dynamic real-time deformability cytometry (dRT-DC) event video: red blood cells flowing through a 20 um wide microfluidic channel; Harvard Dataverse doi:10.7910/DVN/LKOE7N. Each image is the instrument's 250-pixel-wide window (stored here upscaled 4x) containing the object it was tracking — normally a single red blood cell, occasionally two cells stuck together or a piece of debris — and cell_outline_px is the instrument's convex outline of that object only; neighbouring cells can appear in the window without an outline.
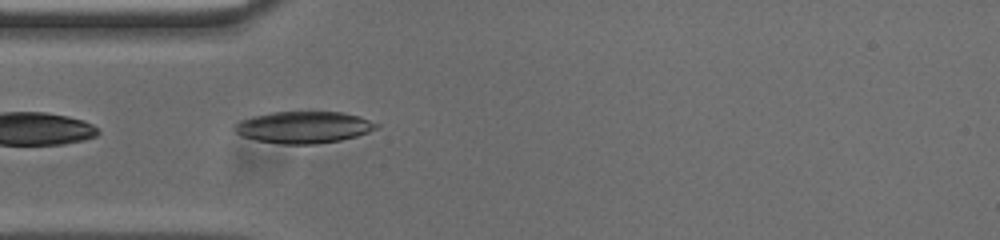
{"species": "common noctule bat (a hibernating species)", "species_latin": "Nyctalus noctula", "temperature_condition": "cold", "stored_images_in_passage": 23, "camera_frame_rate_fps": 3000, "um_per_image_px": 0.085, "animal": {"sex": "male", "body_mass_g": 20.0, "forearm_length_mm": 53.3}, "frame": {"image": 1, "passage_image": 1, "time_ms": 0.0, "image_size_px": [1000, 240], "cell_outline_px": [[380, 128], [356, 136], [340, 140], [316, 144], [284, 144], [256, 140], [244, 136], [236, 132], [232, 128], [240, 120], [252, 116], [272, 112], [340, 112], [360, 116], [380, 124]], "centroid_in_image_um": [25.84, 10.81], "position_along_channel_um": 59.2, "area_um2": 26.24}}
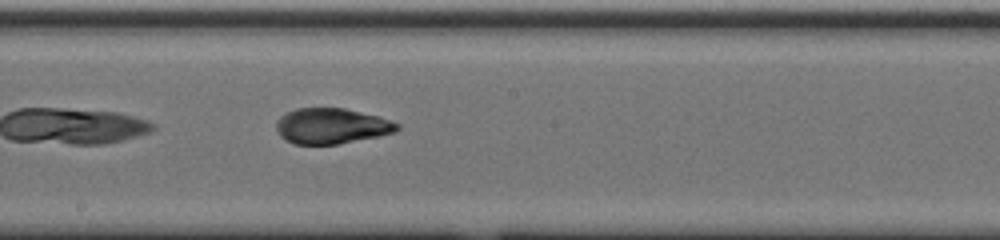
{"frame": {"image": 2, "passage_image": 14, "time_ms": 4.333, "image_size_px": [1000, 240], "cell_outline_px": [[400, 128], [396, 132], [380, 136], [336, 144], [296, 144], [284, 140], [280, 136], [276, 128], [276, 120], [280, 116], [296, 108], [344, 108], [380, 116], [392, 120], [400, 124]], "centroid_in_image_um": [28.2, 10.7], "position_along_channel_um": 220.0, "area_um2": 25.26}}